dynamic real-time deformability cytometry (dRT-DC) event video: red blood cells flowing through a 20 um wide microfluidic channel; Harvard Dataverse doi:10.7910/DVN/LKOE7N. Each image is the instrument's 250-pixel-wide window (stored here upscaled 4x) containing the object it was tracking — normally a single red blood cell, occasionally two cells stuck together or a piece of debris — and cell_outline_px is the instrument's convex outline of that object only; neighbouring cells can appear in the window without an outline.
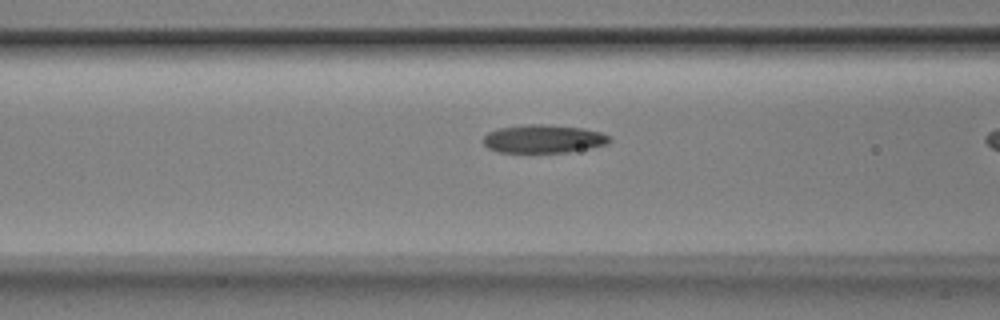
{"species": "Egyptian fruit bat (a non-hibernating species)", "species_latin": "Rousettus aegyptiacus", "temperature_condition": "room temperature", "stored_images_in_passage": 18, "camera_frame_rate_fps": 3000, "um_per_image_px": 0.085, "animal": {"sex": "male"}, "frame": {"image": 1, "passage_image": 17, "time_ms": 5.333, "image_size_px": [1000, 320], "cell_outline_px": [[612, 140], [608, 144], [568, 152], [500, 152], [488, 148], [484, 144], [484, 136], [488, 132], [500, 128], [524, 124], [540, 124], [584, 128], [600, 132], [608, 136]], "centroid_in_image_um": [46.19, 11.8], "position_along_channel_um": 120.4, "area_um2": 20.63}}